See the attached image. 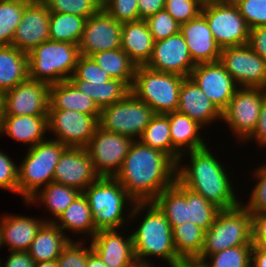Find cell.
I'll return each instance as SVG.
<instances>
[{
	"mask_svg": "<svg viewBox=\"0 0 266 267\" xmlns=\"http://www.w3.org/2000/svg\"><path fill=\"white\" fill-rule=\"evenodd\" d=\"M121 27L122 23L102 8L85 21L78 44L80 55L90 57L97 52L121 48Z\"/></svg>",
	"mask_w": 266,
	"mask_h": 267,
	"instance_id": "obj_16",
	"label": "cell"
},
{
	"mask_svg": "<svg viewBox=\"0 0 266 267\" xmlns=\"http://www.w3.org/2000/svg\"><path fill=\"white\" fill-rule=\"evenodd\" d=\"M50 12L47 5L41 1H31L25 8L18 25L12 46L23 52H30L44 41L50 40Z\"/></svg>",
	"mask_w": 266,
	"mask_h": 267,
	"instance_id": "obj_20",
	"label": "cell"
},
{
	"mask_svg": "<svg viewBox=\"0 0 266 267\" xmlns=\"http://www.w3.org/2000/svg\"><path fill=\"white\" fill-rule=\"evenodd\" d=\"M87 267H109L105 264L100 256L92 249L87 254Z\"/></svg>",
	"mask_w": 266,
	"mask_h": 267,
	"instance_id": "obj_58",
	"label": "cell"
},
{
	"mask_svg": "<svg viewBox=\"0 0 266 267\" xmlns=\"http://www.w3.org/2000/svg\"><path fill=\"white\" fill-rule=\"evenodd\" d=\"M250 29L266 26V0H233Z\"/></svg>",
	"mask_w": 266,
	"mask_h": 267,
	"instance_id": "obj_47",
	"label": "cell"
},
{
	"mask_svg": "<svg viewBox=\"0 0 266 267\" xmlns=\"http://www.w3.org/2000/svg\"><path fill=\"white\" fill-rule=\"evenodd\" d=\"M3 248V244H2V234H1V229H0V249Z\"/></svg>",
	"mask_w": 266,
	"mask_h": 267,
	"instance_id": "obj_63",
	"label": "cell"
},
{
	"mask_svg": "<svg viewBox=\"0 0 266 267\" xmlns=\"http://www.w3.org/2000/svg\"><path fill=\"white\" fill-rule=\"evenodd\" d=\"M220 62L238 87L264 89L266 61L247 44L223 48Z\"/></svg>",
	"mask_w": 266,
	"mask_h": 267,
	"instance_id": "obj_14",
	"label": "cell"
},
{
	"mask_svg": "<svg viewBox=\"0 0 266 267\" xmlns=\"http://www.w3.org/2000/svg\"><path fill=\"white\" fill-rule=\"evenodd\" d=\"M134 140L97 127L86 149L99 177H115Z\"/></svg>",
	"mask_w": 266,
	"mask_h": 267,
	"instance_id": "obj_12",
	"label": "cell"
},
{
	"mask_svg": "<svg viewBox=\"0 0 266 267\" xmlns=\"http://www.w3.org/2000/svg\"><path fill=\"white\" fill-rule=\"evenodd\" d=\"M264 90L266 91V77H265V80H264Z\"/></svg>",
	"mask_w": 266,
	"mask_h": 267,
	"instance_id": "obj_65",
	"label": "cell"
},
{
	"mask_svg": "<svg viewBox=\"0 0 266 267\" xmlns=\"http://www.w3.org/2000/svg\"><path fill=\"white\" fill-rule=\"evenodd\" d=\"M233 0H200V2L205 5V4H209V3H219V2H230Z\"/></svg>",
	"mask_w": 266,
	"mask_h": 267,
	"instance_id": "obj_61",
	"label": "cell"
},
{
	"mask_svg": "<svg viewBox=\"0 0 266 267\" xmlns=\"http://www.w3.org/2000/svg\"><path fill=\"white\" fill-rule=\"evenodd\" d=\"M77 189L51 182L40 188L33 196H31L24 204L30 205L43 204V207L48 211L50 216L45 217V222H54L61 213L67 209L74 199L80 194ZM49 218V219H48Z\"/></svg>",
	"mask_w": 266,
	"mask_h": 267,
	"instance_id": "obj_31",
	"label": "cell"
},
{
	"mask_svg": "<svg viewBox=\"0 0 266 267\" xmlns=\"http://www.w3.org/2000/svg\"><path fill=\"white\" fill-rule=\"evenodd\" d=\"M80 51L78 45L47 40L28 52L29 78L48 85L70 80Z\"/></svg>",
	"mask_w": 266,
	"mask_h": 267,
	"instance_id": "obj_5",
	"label": "cell"
},
{
	"mask_svg": "<svg viewBox=\"0 0 266 267\" xmlns=\"http://www.w3.org/2000/svg\"><path fill=\"white\" fill-rule=\"evenodd\" d=\"M214 152L207 145L180 155L176 163V180L221 210L236 207L244 197H237L239 191L230 176V167H226ZM186 157L189 161L184 164Z\"/></svg>",
	"mask_w": 266,
	"mask_h": 267,
	"instance_id": "obj_1",
	"label": "cell"
},
{
	"mask_svg": "<svg viewBox=\"0 0 266 267\" xmlns=\"http://www.w3.org/2000/svg\"><path fill=\"white\" fill-rule=\"evenodd\" d=\"M103 9L120 23L139 20L138 0H110Z\"/></svg>",
	"mask_w": 266,
	"mask_h": 267,
	"instance_id": "obj_49",
	"label": "cell"
},
{
	"mask_svg": "<svg viewBox=\"0 0 266 267\" xmlns=\"http://www.w3.org/2000/svg\"><path fill=\"white\" fill-rule=\"evenodd\" d=\"M48 134L66 147L86 148L99 126L98 120L72 110H48Z\"/></svg>",
	"mask_w": 266,
	"mask_h": 267,
	"instance_id": "obj_13",
	"label": "cell"
},
{
	"mask_svg": "<svg viewBox=\"0 0 266 267\" xmlns=\"http://www.w3.org/2000/svg\"><path fill=\"white\" fill-rule=\"evenodd\" d=\"M154 41H159L180 32V24L165 10L158 11L146 20Z\"/></svg>",
	"mask_w": 266,
	"mask_h": 267,
	"instance_id": "obj_45",
	"label": "cell"
},
{
	"mask_svg": "<svg viewBox=\"0 0 266 267\" xmlns=\"http://www.w3.org/2000/svg\"><path fill=\"white\" fill-rule=\"evenodd\" d=\"M257 143L258 147L263 151L266 148V97L264 98L257 125L253 133L243 142L247 145L250 142Z\"/></svg>",
	"mask_w": 266,
	"mask_h": 267,
	"instance_id": "obj_51",
	"label": "cell"
},
{
	"mask_svg": "<svg viewBox=\"0 0 266 267\" xmlns=\"http://www.w3.org/2000/svg\"><path fill=\"white\" fill-rule=\"evenodd\" d=\"M252 214V244L266 247V213Z\"/></svg>",
	"mask_w": 266,
	"mask_h": 267,
	"instance_id": "obj_53",
	"label": "cell"
},
{
	"mask_svg": "<svg viewBox=\"0 0 266 267\" xmlns=\"http://www.w3.org/2000/svg\"><path fill=\"white\" fill-rule=\"evenodd\" d=\"M122 230L126 231L125 229L100 230L90 240L92 249L109 267H135L137 265L131 233L127 236Z\"/></svg>",
	"mask_w": 266,
	"mask_h": 267,
	"instance_id": "obj_21",
	"label": "cell"
},
{
	"mask_svg": "<svg viewBox=\"0 0 266 267\" xmlns=\"http://www.w3.org/2000/svg\"><path fill=\"white\" fill-rule=\"evenodd\" d=\"M169 118L170 135L172 141V160L177 163L180 155L206 147L209 143L202 137L206 130L188 115L177 111L165 114ZM204 139V140H203Z\"/></svg>",
	"mask_w": 266,
	"mask_h": 267,
	"instance_id": "obj_24",
	"label": "cell"
},
{
	"mask_svg": "<svg viewBox=\"0 0 266 267\" xmlns=\"http://www.w3.org/2000/svg\"><path fill=\"white\" fill-rule=\"evenodd\" d=\"M155 116L154 110L133 93L100 112L99 127L107 132L139 140L144 129Z\"/></svg>",
	"mask_w": 266,
	"mask_h": 267,
	"instance_id": "obj_9",
	"label": "cell"
},
{
	"mask_svg": "<svg viewBox=\"0 0 266 267\" xmlns=\"http://www.w3.org/2000/svg\"><path fill=\"white\" fill-rule=\"evenodd\" d=\"M195 65L185 39L179 32L154 41L152 55L145 66L155 71L189 77Z\"/></svg>",
	"mask_w": 266,
	"mask_h": 267,
	"instance_id": "obj_18",
	"label": "cell"
},
{
	"mask_svg": "<svg viewBox=\"0 0 266 267\" xmlns=\"http://www.w3.org/2000/svg\"><path fill=\"white\" fill-rule=\"evenodd\" d=\"M65 234L54 222H44L32 241L28 254L35 262L56 260L63 248L74 240Z\"/></svg>",
	"mask_w": 266,
	"mask_h": 267,
	"instance_id": "obj_29",
	"label": "cell"
},
{
	"mask_svg": "<svg viewBox=\"0 0 266 267\" xmlns=\"http://www.w3.org/2000/svg\"><path fill=\"white\" fill-rule=\"evenodd\" d=\"M247 45L266 61V26L250 29Z\"/></svg>",
	"mask_w": 266,
	"mask_h": 267,
	"instance_id": "obj_52",
	"label": "cell"
},
{
	"mask_svg": "<svg viewBox=\"0 0 266 267\" xmlns=\"http://www.w3.org/2000/svg\"><path fill=\"white\" fill-rule=\"evenodd\" d=\"M0 188L18 194V165L0 149Z\"/></svg>",
	"mask_w": 266,
	"mask_h": 267,
	"instance_id": "obj_50",
	"label": "cell"
},
{
	"mask_svg": "<svg viewBox=\"0 0 266 267\" xmlns=\"http://www.w3.org/2000/svg\"><path fill=\"white\" fill-rule=\"evenodd\" d=\"M200 0H166L165 10L179 23H186L202 11Z\"/></svg>",
	"mask_w": 266,
	"mask_h": 267,
	"instance_id": "obj_48",
	"label": "cell"
},
{
	"mask_svg": "<svg viewBox=\"0 0 266 267\" xmlns=\"http://www.w3.org/2000/svg\"><path fill=\"white\" fill-rule=\"evenodd\" d=\"M50 85L27 78L0 98L4 115L47 116Z\"/></svg>",
	"mask_w": 266,
	"mask_h": 267,
	"instance_id": "obj_15",
	"label": "cell"
},
{
	"mask_svg": "<svg viewBox=\"0 0 266 267\" xmlns=\"http://www.w3.org/2000/svg\"><path fill=\"white\" fill-rule=\"evenodd\" d=\"M50 13H67L88 19L102 8L95 0H44Z\"/></svg>",
	"mask_w": 266,
	"mask_h": 267,
	"instance_id": "obj_42",
	"label": "cell"
},
{
	"mask_svg": "<svg viewBox=\"0 0 266 267\" xmlns=\"http://www.w3.org/2000/svg\"><path fill=\"white\" fill-rule=\"evenodd\" d=\"M188 115L204 128L222 121V113L190 78L185 77L179 91V104L176 110Z\"/></svg>",
	"mask_w": 266,
	"mask_h": 267,
	"instance_id": "obj_23",
	"label": "cell"
},
{
	"mask_svg": "<svg viewBox=\"0 0 266 267\" xmlns=\"http://www.w3.org/2000/svg\"><path fill=\"white\" fill-rule=\"evenodd\" d=\"M201 13L221 49L248 43L250 28L233 1L205 4Z\"/></svg>",
	"mask_w": 266,
	"mask_h": 267,
	"instance_id": "obj_11",
	"label": "cell"
},
{
	"mask_svg": "<svg viewBox=\"0 0 266 267\" xmlns=\"http://www.w3.org/2000/svg\"><path fill=\"white\" fill-rule=\"evenodd\" d=\"M164 213L171 228L187 222V200L185 186L177 180L164 189L153 201Z\"/></svg>",
	"mask_w": 266,
	"mask_h": 267,
	"instance_id": "obj_34",
	"label": "cell"
},
{
	"mask_svg": "<svg viewBox=\"0 0 266 267\" xmlns=\"http://www.w3.org/2000/svg\"><path fill=\"white\" fill-rule=\"evenodd\" d=\"M48 110H72L94 116L98 121L101 110L70 80L50 85Z\"/></svg>",
	"mask_w": 266,
	"mask_h": 267,
	"instance_id": "obj_28",
	"label": "cell"
},
{
	"mask_svg": "<svg viewBox=\"0 0 266 267\" xmlns=\"http://www.w3.org/2000/svg\"><path fill=\"white\" fill-rule=\"evenodd\" d=\"M98 5L103 8L110 0H95Z\"/></svg>",
	"mask_w": 266,
	"mask_h": 267,
	"instance_id": "obj_62",
	"label": "cell"
},
{
	"mask_svg": "<svg viewBox=\"0 0 266 267\" xmlns=\"http://www.w3.org/2000/svg\"><path fill=\"white\" fill-rule=\"evenodd\" d=\"M173 241L179 257H199L203 250L205 231L187 221L172 228Z\"/></svg>",
	"mask_w": 266,
	"mask_h": 267,
	"instance_id": "obj_37",
	"label": "cell"
},
{
	"mask_svg": "<svg viewBox=\"0 0 266 267\" xmlns=\"http://www.w3.org/2000/svg\"><path fill=\"white\" fill-rule=\"evenodd\" d=\"M82 193L88 201L96 231L133 229L129 221L135 201L115 177H98Z\"/></svg>",
	"mask_w": 266,
	"mask_h": 267,
	"instance_id": "obj_4",
	"label": "cell"
},
{
	"mask_svg": "<svg viewBox=\"0 0 266 267\" xmlns=\"http://www.w3.org/2000/svg\"><path fill=\"white\" fill-rule=\"evenodd\" d=\"M149 267H157L156 264L155 265H149ZM160 267V266H159ZM169 267H173V266H169Z\"/></svg>",
	"mask_w": 266,
	"mask_h": 267,
	"instance_id": "obj_66",
	"label": "cell"
},
{
	"mask_svg": "<svg viewBox=\"0 0 266 267\" xmlns=\"http://www.w3.org/2000/svg\"><path fill=\"white\" fill-rule=\"evenodd\" d=\"M65 148L59 141L47 138L26 149L27 154L18 165V195L23 202L53 182L55 168Z\"/></svg>",
	"mask_w": 266,
	"mask_h": 267,
	"instance_id": "obj_6",
	"label": "cell"
},
{
	"mask_svg": "<svg viewBox=\"0 0 266 267\" xmlns=\"http://www.w3.org/2000/svg\"><path fill=\"white\" fill-rule=\"evenodd\" d=\"M154 47V39L145 20L122 23L121 49L136 66H145Z\"/></svg>",
	"mask_w": 266,
	"mask_h": 267,
	"instance_id": "obj_27",
	"label": "cell"
},
{
	"mask_svg": "<svg viewBox=\"0 0 266 267\" xmlns=\"http://www.w3.org/2000/svg\"><path fill=\"white\" fill-rule=\"evenodd\" d=\"M3 117H4V107H3V102L0 98V135L2 134V129H3Z\"/></svg>",
	"mask_w": 266,
	"mask_h": 267,
	"instance_id": "obj_60",
	"label": "cell"
},
{
	"mask_svg": "<svg viewBox=\"0 0 266 267\" xmlns=\"http://www.w3.org/2000/svg\"><path fill=\"white\" fill-rule=\"evenodd\" d=\"M189 77L221 113L239 88L220 61L196 64Z\"/></svg>",
	"mask_w": 266,
	"mask_h": 267,
	"instance_id": "obj_17",
	"label": "cell"
},
{
	"mask_svg": "<svg viewBox=\"0 0 266 267\" xmlns=\"http://www.w3.org/2000/svg\"><path fill=\"white\" fill-rule=\"evenodd\" d=\"M30 2L27 0H0V45H12V39L21 22L24 8Z\"/></svg>",
	"mask_w": 266,
	"mask_h": 267,
	"instance_id": "obj_40",
	"label": "cell"
},
{
	"mask_svg": "<svg viewBox=\"0 0 266 267\" xmlns=\"http://www.w3.org/2000/svg\"><path fill=\"white\" fill-rule=\"evenodd\" d=\"M252 244V214L241 202L238 206L220 210L211 227L205 232L199 258L237 246Z\"/></svg>",
	"mask_w": 266,
	"mask_h": 267,
	"instance_id": "obj_7",
	"label": "cell"
},
{
	"mask_svg": "<svg viewBox=\"0 0 266 267\" xmlns=\"http://www.w3.org/2000/svg\"><path fill=\"white\" fill-rule=\"evenodd\" d=\"M184 78L146 66H137L131 93L149 105L155 114L165 115L177 110L179 91Z\"/></svg>",
	"mask_w": 266,
	"mask_h": 267,
	"instance_id": "obj_8",
	"label": "cell"
},
{
	"mask_svg": "<svg viewBox=\"0 0 266 267\" xmlns=\"http://www.w3.org/2000/svg\"><path fill=\"white\" fill-rule=\"evenodd\" d=\"M253 245H242L215 252L205 258L209 267H251Z\"/></svg>",
	"mask_w": 266,
	"mask_h": 267,
	"instance_id": "obj_41",
	"label": "cell"
},
{
	"mask_svg": "<svg viewBox=\"0 0 266 267\" xmlns=\"http://www.w3.org/2000/svg\"><path fill=\"white\" fill-rule=\"evenodd\" d=\"M254 171V172H253ZM251 176L255 182L252 191L247 196V203L243 201V205L251 213H266V162L261 166L253 169ZM246 203V204H245Z\"/></svg>",
	"mask_w": 266,
	"mask_h": 267,
	"instance_id": "obj_43",
	"label": "cell"
},
{
	"mask_svg": "<svg viewBox=\"0 0 266 267\" xmlns=\"http://www.w3.org/2000/svg\"><path fill=\"white\" fill-rule=\"evenodd\" d=\"M84 17L67 13H50V40L78 45L84 30Z\"/></svg>",
	"mask_w": 266,
	"mask_h": 267,
	"instance_id": "obj_36",
	"label": "cell"
},
{
	"mask_svg": "<svg viewBox=\"0 0 266 267\" xmlns=\"http://www.w3.org/2000/svg\"><path fill=\"white\" fill-rule=\"evenodd\" d=\"M8 257V258H7ZM2 267H33L34 261L27 251H10Z\"/></svg>",
	"mask_w": 266,
	"mask_h": 267,
	"instance_id": "obj_54",
	"label": "cell"
},
{
	"mask_svg": "<svg viewBox=\"0 0 266 267\" xmlns=\"http://www.w3.org/2000/svg\"><path fill=\"white\" fill-rule=\"evenodd\" d=\"M251 267H266V247L253 245Z\"/></svg>",
	"mask_w": 266,
	"mask_h": 267,
	"instance_id": "obj_56",
	"label": "cell"
},
{
	"mask_svg": "<svg viewBox=\"0 0 266 267\" xmlns=\"http://www.w3.org/2000/svg\"><path fill=\"white\" fill-rule=\"evenodd\" d=\"M112 78L91 57L80 55L70 80H84L90 83H104Z\"/></svg>",
	"mask_w": 266,
	"mask_h": 267,
	"instance_id": "obj_46",
	"label": "cell"
},
{
	"mask_svg": "<svg viewBox=\"0 0 266 267\" xmlns=\"http://www.w3.org/2000/svg\"><path fill=\"white\" fill-rule=\"evenodd\" d=\"M137 217H141L142 221H138L136 230L131 231L137 264L154 265L151 257H155L163 259L162 262L165 261L168 267L173 266L180 257L174 245L172 228L164 213L154 202H135L129 224L136 222L137 225Z\"/></svg>",
	"mask_w": 266,
	"mask_h": 267,
	"instance_id": "obj_3",
	"label": "cell"
},
{
	"mask_svg": "<svg viewBox=\"0 0 266 267\" xmlns=\"http://www.w3.org/2000/svg\"><path fill=\"white\" fill-rule=\"evenodd\" d=\"M98 177L86 148L66 147L55 168L53 182L82 193Z\"/></svg>",
	"mask_w": 266,
	"mask_h": 267,
	"instance_id": "obj_19",
	"label": "cell"
},
{
	"mask_svg": "<svg viewBox=\"0 0 266 267\" xmlns=\"http://www.w3.org/2000/svg\"><path fill=\"white\" fill-rule=\"evenodd\" d=\"M135 267H149V265H140V264H137Z\"/></svg>",
	"mask_w": 266,
	"mask_h": 267,
	"instance_id": "obj_64",
	"label": "cell"
},
{
	"mask_svg": "<svg viewBox=\"0 0 266 267\" xmlns=\"http://www.w3.org/2000/svg\"><path fill=\"white\" fill-rule=\"evenodd\" d=\"M82 93L89 96L100 110L125 98L131 88L118 79L104 83H90L84 80H70Z\"/></svg>",
	"mask_w": 266,
	"mask_h": 267,
	"instance_id": "obj_33",
	"label": "cell"
},
{
	"mask_svg": "<svg viewBox=\"0 0 266 267\" xmlns=\"http://www.w3.org/2000/svg\"><path fill=\"white\" fill-rule=\"evenodd\" d=\"M90 57L112 79L124 81L130 88L132 87L137 66L121 48L97 52Z\"/></svg>",
	"mask_w": 266,
	"mask_h": 267,
	"instance_id": "obj_35",
	"label": "cell"
},
{
	"mask_svg": "<svg viewBox=\"0 0 266 267\" xmlns=\"http://www.w3.org/2000/svg\"><path fill=\"white\" fill-rule=\"evenodd\" d=\"M87 242L70 240L56 259L58 267H87V254L92 250L90 242L86 245Z\"/></svg>",
	"mask_w": 266,
	"mask_h": 267,
	"instance_id": "obj_44",
	"label": "cell"
},
{
	"mask_svg": "<svg viewBox=\"0 0 266 267\" xmlns=\"http://www.w3.org/2000/svg\"><path fill=\"white\" fill-rule=\"evenodd\" d=\"M47 116L4 115L2 135L20 142L28 148L47 139Z\"/></svg>",
	"mask_w": 266,
	"mask_h": 267,
	"instance_id": "obj_26",
	"label": "cell"
},
{
	"mask_svg": "<svg viewBox=\"0 0 266 267\" xmlns=\"http://www.w3.org/2000/svg\"><path fill=\"white\" fill-rule=\"evenodd\" d=\"M54 223L65 234L71 232L72 234L80 235L81 239L79 240L90 241L97 232L88 201L83 193H80L74 199L71 205L59 215ZM82 235L84 238L81 237Z\"/></svg>",
	"mask_w": 266,
	"mask_h": 267,
	"instance_id": "obj_30",
	"label": "cell"
},
{
	"mask_svg": "<svg viewBox=\"0 0 266 267\" xmlns=\"http://www.w3.org/2000/svg\"><path fill=\"white\" fill-rule=\"evenodd\" d=\"M115 178L135 202H153L176 180V163L165 153L135 140Z\"/></svg>",
	"mask_w": 266,
	"mask_h": 267,
	"instance_id": "obj_2",
	"label": "cell"
},
{
	"mask_svg": "<svg viewBox=\"0 0 266 267\" xmlns=\"http://www.w3.org/2000/svg\"><path fill=\"white\" fill-rule=\"evenodd\" d=\"M44 219L21 214H3L0 217V229L3 247L10 251H28Z\"/></svg>",
	"mask_w": 266,
	"mask_h": 267,
	"instance_id": "obj_25",
	"label": "cell"
},
{
	"mask_svg": "<svg viewBox=\"0 0 266 267\" xmlns=\"http://www.w3.org/2000/svg\"><path fill=\"white\" fill-rule=\"evenodd\" d=\"M28 77V53L12 45H0V97Z\"/></svg>",
	"mask_w": 266,
	"mask_h": 267,
	"instance_id": "obj_32",
	"label": "cell"
},
{
	"mask_svg": "<svg viewBox=\"0 0 266 267\" xmlns=\"http://www.w3.org/2000/svg\"><path fill=\"white\" fill-rule=\"evenodd\" d=\"M166 0H138L139 20H146L165 8Z\"/></svg>",
	"mask_w": 266,
	"mask_h": 267,
	"instance_id": "obj_55",
	"label": "cell"
},
{
	"mask_svg": "<svg viewBox=\"0 0 266 267\" xmlns=\"http://www.w3.org/2000/svg\"><path fill=\"white\" fill-rule=\"evenodd\" d=\"M173 267H209L205 259L199 257H180Z\"/></svg>",
	"mask_w": 266,
	"mask_h": 267,
	"instance_id": "obj_57",
	"label": "cell"
},
{
	"mask_svg": "<svg viewBox=\"0 0 266 267\" xmlns=\"http://www.w3.org/2000/svg\"><path fill=\"white\" fill-rule=\"evenodd\" d=\"M139 141L143 145L162 151L172 159L169 118L164 114H155L144 129Z\"/></svg>",
	"mask_w": 266,
	"mask_h": 267,
	"instance_id": "obj_38",
	"label": "cell"
},
{
	"mask_svg": "<svg viewBox=\"0 0 266 267\" xmlns=\"http://www.w3.org/2000/svg\"><path fill=\"white\" fill-rule=\"evenodd\" d=\"M180 33L185 39L195 64L220 61L222 49L214 39L202 13L192 20L180 24Z\"/></svg>",
	"mask_w": 266,
	"mask_h": 267,
	"instance_id": "obj_22",
	"label": "cell"
},
{
	"mask_svg": "<svg viewBox=\"0 0 266 267\" xmlns=\"http://www.w3.org/2000/svg\"><path fill=\"white\" fill-rule=\"evenodd\" d=\"M33 267H58L57 261H43V262H35Z\"/></svg>",
	"mask_w": 266,
	"mask_h": 267,
	"instance_id": "obj_59",
	"label": "cell"
},
{
	"mask_svg": "<svg viewBox=\"0 0 266 267\" xmlns=\"http://www.w3.org/2000/svg\"><path fill=\"white\" fill-rule=\"evenodd\" d=\"M265 97L264 89L239 87L222 112V122L231 131L237 143L239 141L243 144L253 133Z\"/></svg>",
	"mask_w": 266,
	"mask_h": 267,
	"instance_id": "obj_10",
	"label": "cell"
},
{
	"mask_svg": "<svg viewBox=\"0 0 266 267\" xmlns=\"http://www.w3.org/2000/svg\"><path fill=\"white\" fill-rule=\"evenodd\" d=\"M185 197L187 200V220L206 232L221 209L186 187Z\"/></svg>",
	"mask_w": 266,
	"mask_h": 267,
	"instance_id": "obj_39",
	"label": "cell"
}]
</instances>
